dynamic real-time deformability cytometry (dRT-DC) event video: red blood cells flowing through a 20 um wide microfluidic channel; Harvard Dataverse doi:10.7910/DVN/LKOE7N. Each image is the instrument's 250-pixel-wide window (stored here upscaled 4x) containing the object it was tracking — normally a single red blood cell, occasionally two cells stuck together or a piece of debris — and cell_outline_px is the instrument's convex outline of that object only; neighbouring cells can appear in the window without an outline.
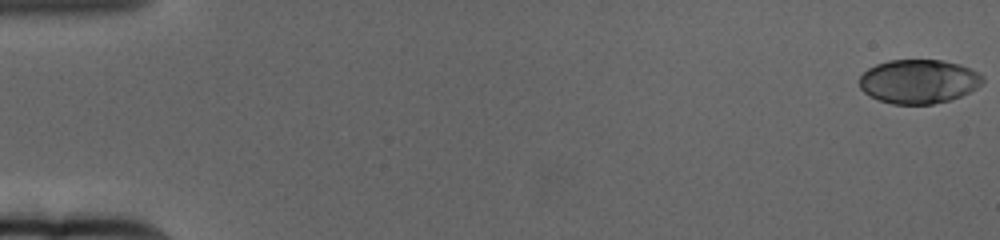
{"species": "human", "species_latin": "Homo sapiens", "temperature_condition": "cold", "stored_images_in_passage": 66, "camera_frame_rate_fps": 3000, "um_per_image_px": 0.085, "donor": {"sex": "female"}, "frame": {"image": 1, "passage_image": 1, "time_ms": 0.0, "image_size_px": [1000, 240], "cell_outline_px": [[984, 80], [976, 88], [960, 96], [948, 100], [932, 104], [892, 104], [880, 100], [864, 92], [860, 88], [860, 76], [868, 68], [876, 64], [888, 60], [944, 60], [960, 64], [984, 76]], "centroid_in_image_um": [78.08, 6.91], "position_along_channel_um": 6.9, "area_um2": 31.44}}
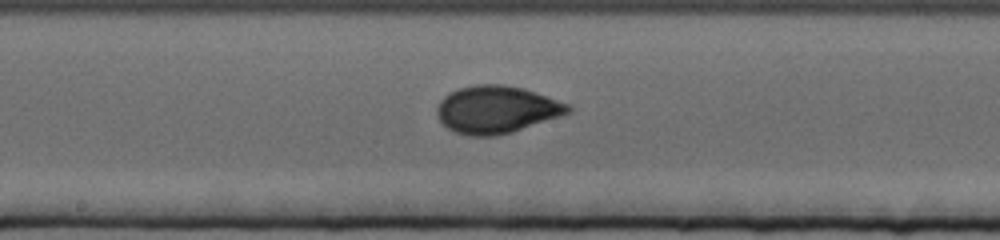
{"frame": {"image": 2, "passage_image": 36, "time_ms": 11.667, "image_size_px": [1000, 240], "cell_outline_px": [[572, 112], [512, 132], [496, 136], [464, 136], [448, 128], [440, 120], [436, 112], [436, 108], [440, 100], [448, 92], [456, 88], [476, 84], [504, 84], [524, 88], [548, 96], [568, 104], [572, 108]], "centroid_in_image_um": [42.19, 9.3], "position_along_channel_um": 206.0, "area_um2": 36.53}}
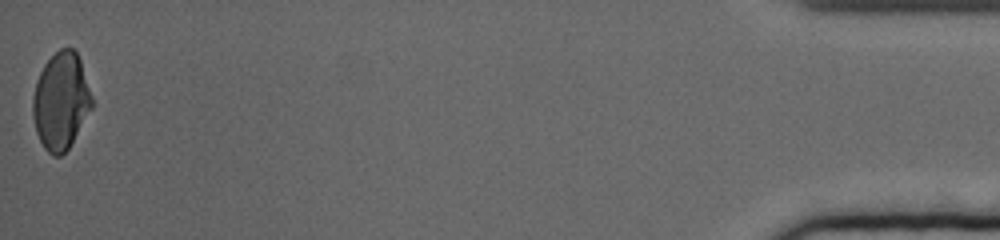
{"frame": {"image": 3, "passage_image": 66, "time_ms": 21.667, "image_size_px": [1000, 240], "cell_outline_px": [[92, 108], [68, 148], [60, 156], [52, 156], [44, 148], [36, 132], [32, 112], [32, 96], [36, 80], [44, 64], [60, 48], [72, 48], [76, 52], [80, 60], [92, 96]], "centroid_in_image_um": [5.16, 8.59], "position_along_channel_um": 430.0, "area_um2": 33.23}, "authors_computed_cell_mechanics": {"area_um2": 34.2176, "velocity_mm_per_s": 3.1233, "shape_relaxation_time_tau1_ms": 4.1475, "shape_relaxation_time_tau2_ms": null, "deformation_change_tau1": 0.1509, "deformation_change_tau2": null}}